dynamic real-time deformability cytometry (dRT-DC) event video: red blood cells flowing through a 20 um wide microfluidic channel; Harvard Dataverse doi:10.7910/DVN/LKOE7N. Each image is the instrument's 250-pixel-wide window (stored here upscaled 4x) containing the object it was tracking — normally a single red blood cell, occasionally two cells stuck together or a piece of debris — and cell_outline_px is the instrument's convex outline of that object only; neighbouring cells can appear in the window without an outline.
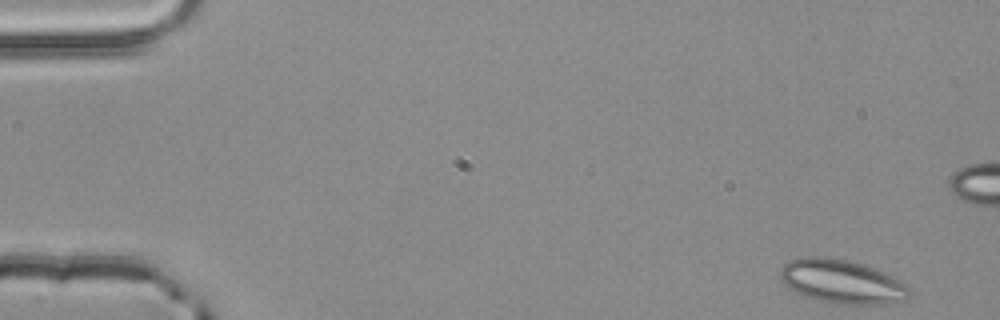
{"species": "common noctule bat (a hibernating species)", "species_latin": "Nyctalus noctula", "temperature_condition": "room temperature", "stored_images_in_passage": 5, "camera_frame_rate_fps": 3000, "um_per_image_px": 0.085, "animal": {"sex": "male", "body_mass_g": 20.4}, "frame": {"image": 1, "passage_image": 1, "time_ms": 0.0, "image_size_px": [1000, 320], "cell_outline_px": [[912, 292], [904, 300], [880, 304], [832, 304], [804, 296], [788, 288], [780, 280], [780, 268], [788, 260], [804, 256], [828, 256], [860, 264], [872, 268], [904, 284]], "centroid_in_image_um": [71.45, 23.94], "position_along_channel_um": 13.5, "area_um2": 32.66}}
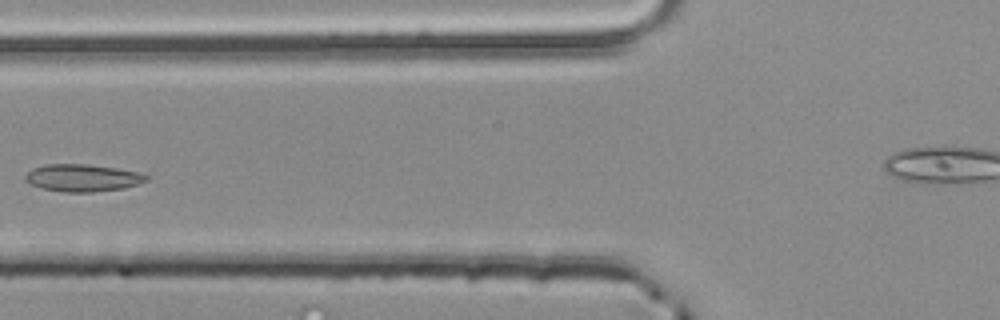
{"frame": {"image": 2, "passage_image": 5, "time_ms": 1.333, "image_size_px": [1000, 320], "cell_outline_px": [[148, 180], [124, 188], [92, 192], [64, 192], [40, 188], [28, 184], [24, 180], [24, 176], [32, 168], [44, 164], [88, 164], [116, 168], [140, 172], [148, 176]], "centroid_in_image_um": [6.97, 15.11], "position_along_channel_um": 118.8, "area_um2": 19.42}}